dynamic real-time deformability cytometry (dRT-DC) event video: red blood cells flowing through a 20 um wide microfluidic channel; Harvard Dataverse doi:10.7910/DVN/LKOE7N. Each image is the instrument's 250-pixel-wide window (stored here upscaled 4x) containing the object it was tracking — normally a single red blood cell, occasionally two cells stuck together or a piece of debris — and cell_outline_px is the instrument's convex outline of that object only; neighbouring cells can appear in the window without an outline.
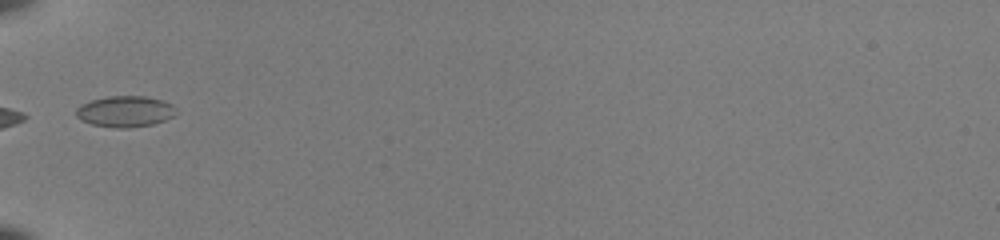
{"species": "common noctule bat (a hibernating species)", "species_latin": "Nyctalus noctula", "temperature_condition": "room temperature", "stored_images_in_passage": 30, "camera_frame_rate_fps": 3000, "um_per_image_px": 0.085, "animal": {"sex": "female", "body_mass_g": 22.0, "forearm_length_mm": 56.7}, "frame": {"image": 1, "passage_image": 1, "time_ms": 0.0, "image_size_px": [1000, 240], "cell_outline_px": [[172, 116], [164, 120], [152, 124], [128, 128], [116, 128], [92, 124], [80, 120], [76, 116], [76, 108], [80, 104], [92, 100], [108, 96], [144, 96], [160, 100], [172, 104]], "centroid_in_image_um": [10.55, 9.47], "position_along_channel_um": 74.5, "area_um2": 17.8}}
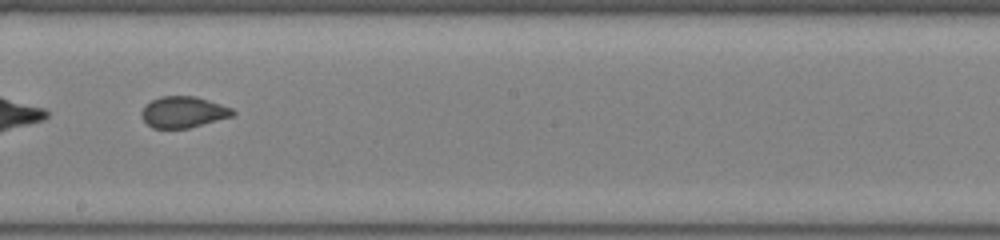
{"frame": {"image": 2, "passage_image": 13, "time_ms": 4.0, "image_size_px": [1000, 240], "cell_outline_px": [[236, 112], [232, 116], [188, 128], [152, 128], [144, 120], [140, 112], [152, 100], [160, 96], [196, 96], [232, 108]], "centroid_in_image_um": [15.58, 9.52], "position_along_channel_um": 232.6, "area_um2": 16.36}}
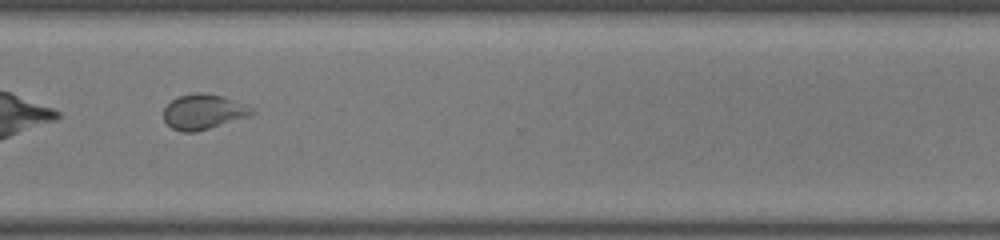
{"frame": {"image": 3, "passage_image": 22, "time_ms": 7.0, "image_size_px": [1000, 240], "cell_outline_px": [[256, 112], [248, 116], [196, 132], [180, 132], [172, 128], [164, 120], [164, 108], [172, 100], [180, 96], [196, 92], [204, 92], [224, 96], [252, 108]], "centroid_in_image_um": [17.27, 9.5], "position_along_channel_um": 353.3, "area_um2": 17.86}}